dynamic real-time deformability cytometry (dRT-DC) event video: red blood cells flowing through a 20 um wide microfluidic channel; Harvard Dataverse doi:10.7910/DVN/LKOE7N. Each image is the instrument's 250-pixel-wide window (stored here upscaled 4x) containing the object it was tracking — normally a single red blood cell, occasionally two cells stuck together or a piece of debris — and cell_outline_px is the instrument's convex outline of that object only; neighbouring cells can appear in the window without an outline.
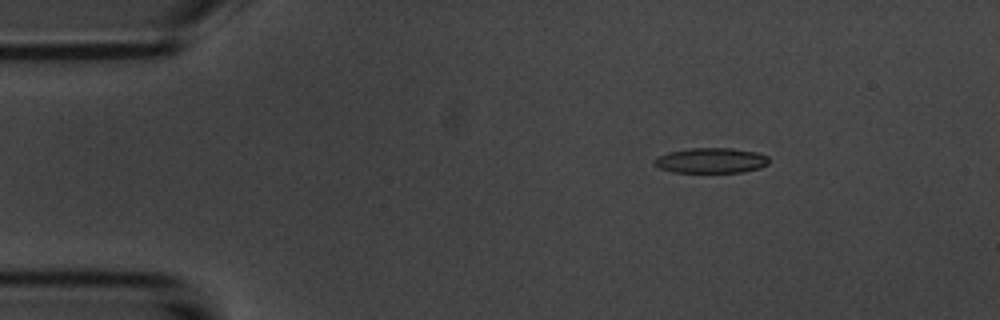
{"species": "common noctule bat (a hibernating species)", "species_latin": "Nyctalus noctula", "temperature_condition": "room temperature", "stored_images_in_passage": 47, "camera_frame_rate_fps": 3000, "um_per_image_px": 0.085, "animal": {"sex": "male", "body_mass_g": 20.1, "forearm_length_mm": 53.5}, "frame": {"image": 1, "passage_image": 1, "time_ms": 0.0, "image_size_px": [1000, 320], "cell_outline_px": [[768, 164], [760, 168], [744, 172], [672, 172], [660, 168], [652, 164], [652, 160], [656, 156], [668, 152], [688, 148], [732, 148], [756, 152], [768, 156]], "centroid_in_image_um": [60.39, 13.64], "position_along_channel_um": 24.6, "area_um2": 17.05}}
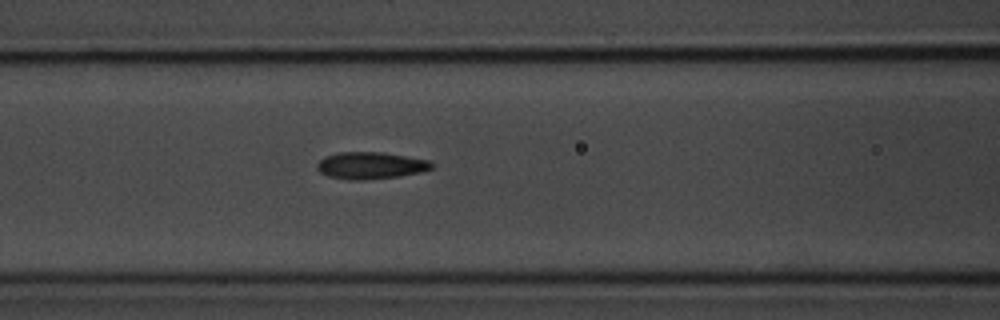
{"frame": {"image": 2, "passage_image": 15, "time_ms": 4.667, "image_size_px": [1000, 320], "cell_outline_px": [[436, 164], [432, 168], [420, 172], [400, 176], [364, 180], [348, 180], [328, 176], [320, 172], [316, 168], [316, 164], [324, 156], [340, 152], [384, 152], [432, 160]], "centroid_in_image_um": [31.53, 14.06], "position_along_channel_um": 135.1, "area_um2": 18.32}}
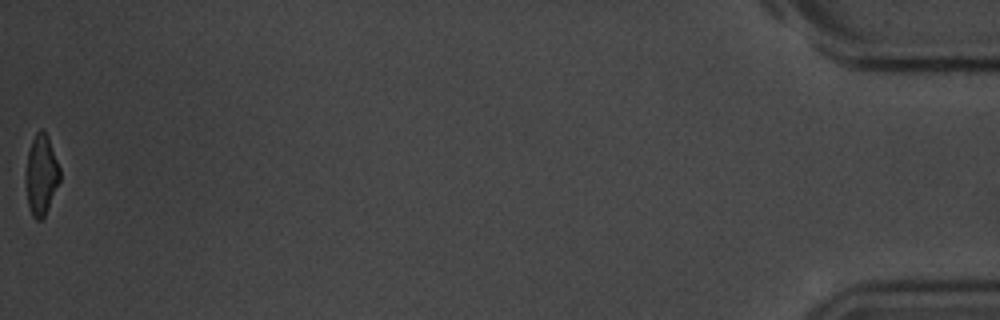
{"frame": {"image": 3, "passage_image": 47, "time_ms": 15.333, "image_size_px": [1000, 320], "cell_outline_px": [[60, 180], [48, 208], [44, 216], [40, 220], [36, 220], [32, 216], [28, 204], [24, 180], [28, 152], [32, 140], [36, 132], [40, 128], [48, 136], [60, 168]], "centroid_in_image_um": [3.49, 14.86], "position_along_channel_um": 431.7, "area_um2": 16.01}, "authors_computed_cell_mechanics": {"area_um2": 17.6868, "velocity_mm_per_s": 3.7206, "shape_relaxation_time_tau1_ms": 3.4754, "shape_relaxation_time_tau2_ms": 2.5273, "deformation_change_tau1": 0.1278, "deformation_change_tau2": 0.1015}}